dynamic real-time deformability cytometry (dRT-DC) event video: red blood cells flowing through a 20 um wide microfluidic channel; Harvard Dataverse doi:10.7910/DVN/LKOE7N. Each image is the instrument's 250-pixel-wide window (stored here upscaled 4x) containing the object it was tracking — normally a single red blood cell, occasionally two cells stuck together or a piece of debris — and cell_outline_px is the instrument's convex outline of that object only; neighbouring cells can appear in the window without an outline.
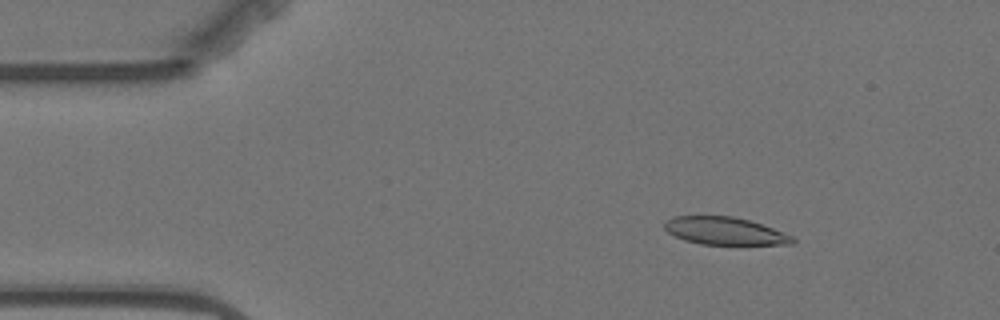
{"species": "Egyptian fruit bat (a non-hibernating species)", "species_latin": "Rousettus aegyptiacus", "temperature_condition": "warm", "stored_images_in_passage": 8, "camera_frame_rate_fps": 3000, "um_per_image_px": 0.085, "animal": {"sex": "female"}, "frame": {"image": 1, "passage_image": 2, "time_ms": 1.333, "image_size_px": [1000, 320], "cell_outline_px": [[796, 240], [792, 244], [700, 244], [684, 240], [668, 232], [664, 228], [664, 224], [672, 216], [732, 216], [748, 220], [772, 228], [792, 236]], "centroid_in_image_um": [61.58, 19.63], "position_along_channel_um": 23.4, "area_um2": 20.29}}
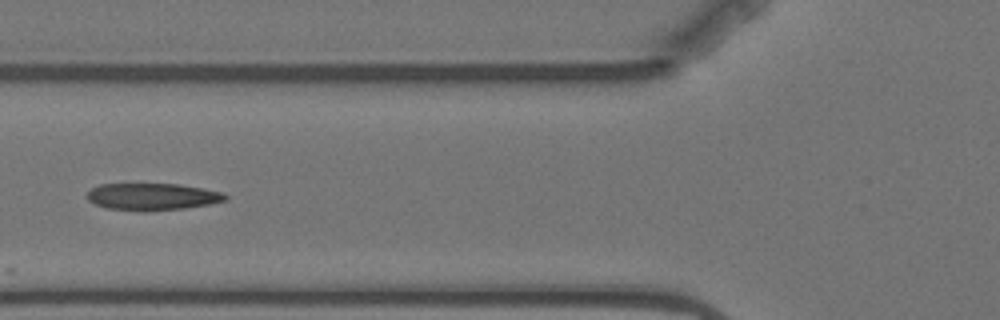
{"frame": {"image": 2, "passage_image": 5, "time_ms": 5.667, "image_size_px": [1000, 320], "cell_outline_px": [[228, 196], [224, 200], [208, 204], [184, 208], [144, 212], [108, 208], [96, 204], [88, 200], [84, 196], [92, 188], [100, 184], [176, 184], [224, 192]], "centroid_in_image_um": [12.9, 16.72], "position_along_channel_um": 112.9, "area_um2": 21.68}}
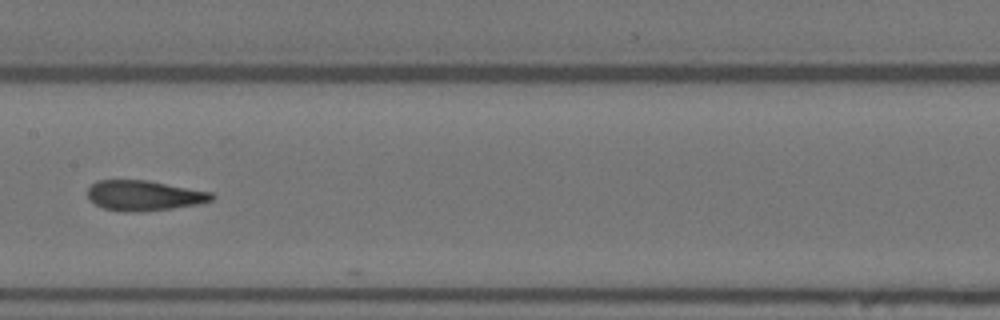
{"frame": {"image": 3, "passage_image": 7, "time_ms": 8.0, "image_size_px": [1000, 320], "cell_outline_px": [[216, 196], [212, 200], [196, 204], [172, 208], [136, 212], [120, 212], [104, 208], [96, 204], [88, 196], [88, 188], [96, 180], [148, 180], [212, 192]], "centroid_in_image_um": [12.25, 16.61], "position_along_channel_um": 195.2, "area_um2": 21.79}}